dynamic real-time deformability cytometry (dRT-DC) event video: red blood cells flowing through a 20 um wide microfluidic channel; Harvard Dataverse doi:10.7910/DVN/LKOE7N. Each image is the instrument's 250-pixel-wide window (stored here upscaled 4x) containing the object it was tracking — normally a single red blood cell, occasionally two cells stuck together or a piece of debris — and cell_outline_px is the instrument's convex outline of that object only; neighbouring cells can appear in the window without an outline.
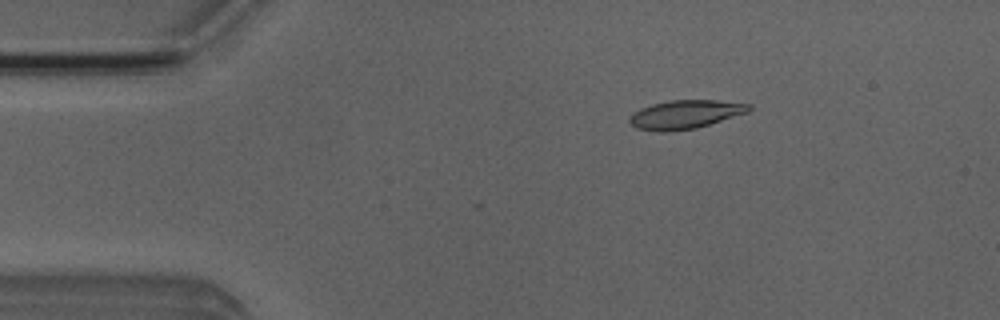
{"species": "Egyptian fruit bat (a non-hibernating species)", "species_latin": "Rousettus aegyptiacus", "temperature_condition": "room temperature", "stored_images_in_passage": 5, "camera_frame_rate_fps": 3000, "um_per_image_px": 0.085, "animal": {"sex": "male"}, "frame": {"image": 1, "passage_image": 3, "time_ms": 2.333, "image_size_px": [1000, 320], "cell_outline_px": [[752, 108], [748, 112], [696, 128], [668, 132], [660, 132], [636, 128], [628, 120], [628, 116], [632, 112], [640, 108], [652, 104], [668, 100], [716, 100], [752, 104]], "centroid_in_image_um": [58.21, 9.72], "position_along_channel_um": 26.8, "area_um2": 20.06}}